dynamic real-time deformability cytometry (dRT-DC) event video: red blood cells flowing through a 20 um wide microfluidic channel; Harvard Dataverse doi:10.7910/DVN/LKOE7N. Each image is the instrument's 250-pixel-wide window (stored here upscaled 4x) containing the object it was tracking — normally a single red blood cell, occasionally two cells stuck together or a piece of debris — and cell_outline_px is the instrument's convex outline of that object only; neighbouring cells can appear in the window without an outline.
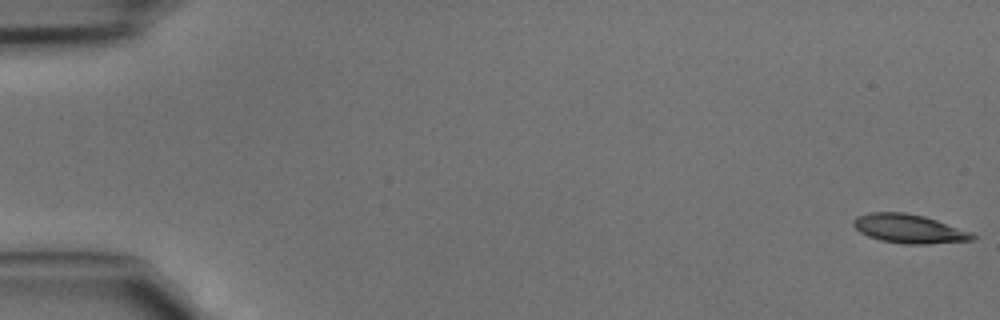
{"species": "common noctule bat (a hibernating species)", "species_latin": "Nyctalus noctula", "temperature_condition": "cold", "stored_images_in_passage": 46, "camera_frame_rate_fps": 3000, "um_per_image_px": 0.085, "animal": {"sex": "male", "body_mass_g": 15.6}, "frame": {"image": 1, "passage_image": 1, "time_ms": 0.0, "image_size_px": [1000, 320], "cell_outline_px": [[976, 240], [928, 244], [904, 244], [880, 240], [868, 236], [860, 232], [852, 224], [852, 220], [856, 216], [872, 212], [904, 212], [924, 216], [972, 232], [976, 236]], "centroid_in_image_um": [77.27, 19.45], "position_along_channel_um": 7.7, "area_um2": 20.11}}
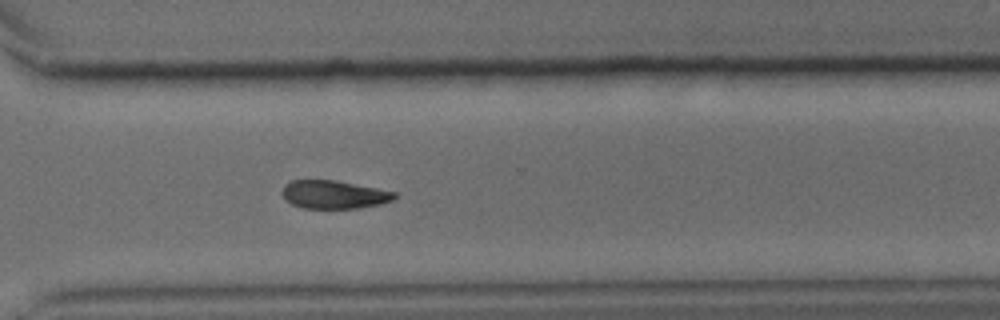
{"frame": {"image": 2, "passage_image": 34, "time_ms": 11.0, "image_size_px": [1000, 320], "cell_outline_px": [[396, 196], [392, 200], [380, 204], [360, 208], [304, 208], [292, 204], [284, 200], [280, 192], [284, 184], [292, 180], [336, 180], [396, 192]], "centroid_in_image_um": [28.33, 16.53], "position_along_channel_um": 342.3, "area_um2": 18.55}}
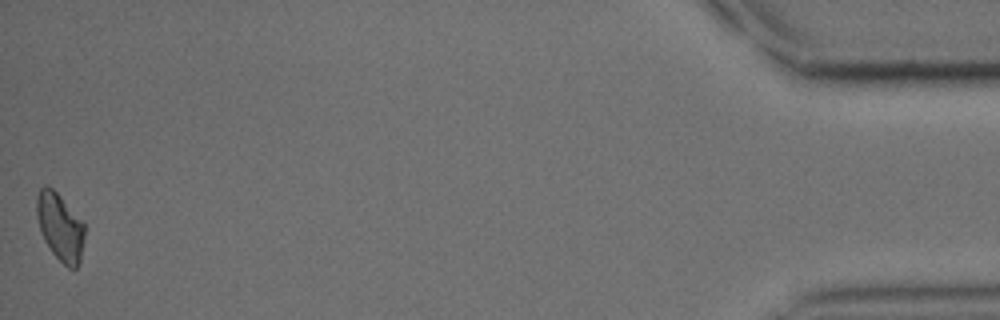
{"frame": {"image": 3, "passage_image": 46, "time_ms": 15.0, "image_size_px": [1000, 320], "cell_outline_px": [[84, 236], [80, 264], [76, 268], [68, 268], [52, 252], [44, 240], [36, 216], [36, 196], [40, 188], [44, 184], [52, 188], [84, 220]], "centroid_in_image_um": [5.11, 19.27], "position_along_channel_um": 430.1, "area_um2": 19.02}}